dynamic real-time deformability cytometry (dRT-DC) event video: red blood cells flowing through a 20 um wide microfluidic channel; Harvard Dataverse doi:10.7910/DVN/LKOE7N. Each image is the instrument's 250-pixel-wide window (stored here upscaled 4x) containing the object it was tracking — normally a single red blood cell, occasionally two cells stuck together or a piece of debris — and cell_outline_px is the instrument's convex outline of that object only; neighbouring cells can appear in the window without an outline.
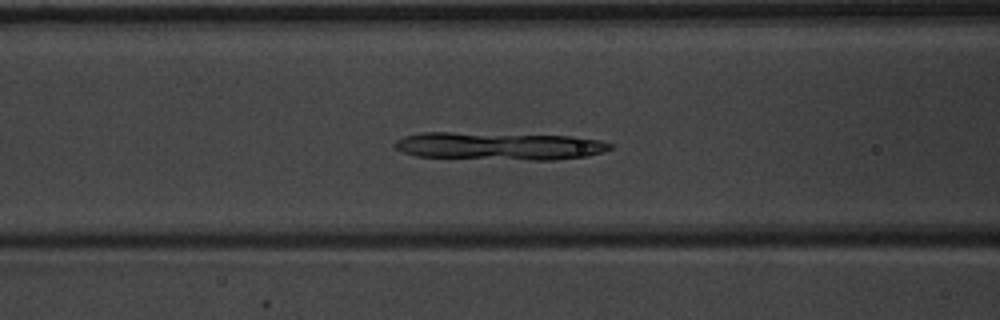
{"species": "common noctule bat (a hibernating species)", "species_latin": "Nyctalus noctula", "temperature_condition": "warm", "stored_images_in_passage": 46, "camera_frame_rate_fps": 3000, "um_per_image_px": 0.085, "animal": {"sex": "male", "body_mass_g": 20.1, "forearm_length_mm": 53.5}, "frame": {"image": 1, "passage_image": 17, "time_ms": 5.333, "image_size_px": [1000, 320], "cell_outline_px": [[612, 148], [604, 152], [588, 156], [552, 160], [532, 160], [416, 156], [392, 148], [392, 144], [396, 140], [404, 136], [424, 132], [448, 132], [568, 136], [600, 140], [612, 144]], "centroid_in_image_um": [42.41, 12.41], "position_along_channel_um": 124.2, "area_um2": 34.74}}
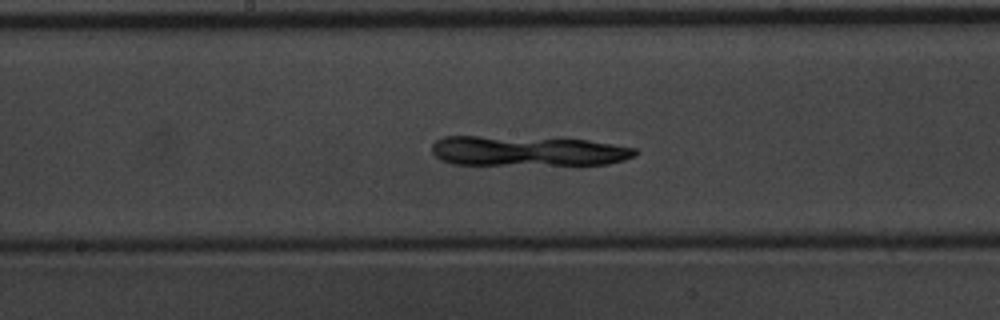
{"frame": {"image": 2, "passage_image": 23, "time_ms": 7.333, "image_size_px": [1000, 320], "cell_outline_px": [[636, 156], [624, 160], [608, 164], [452, 164], [436, 156], [432, 152], [432, 144], [436, 140], [444, 136], [560, 136], [588, 140], [636, 148]], "centroid_in_image_um": [44.89, 12.79], "position_along_channel_um": 203.3, "area_um2": 36.3}}
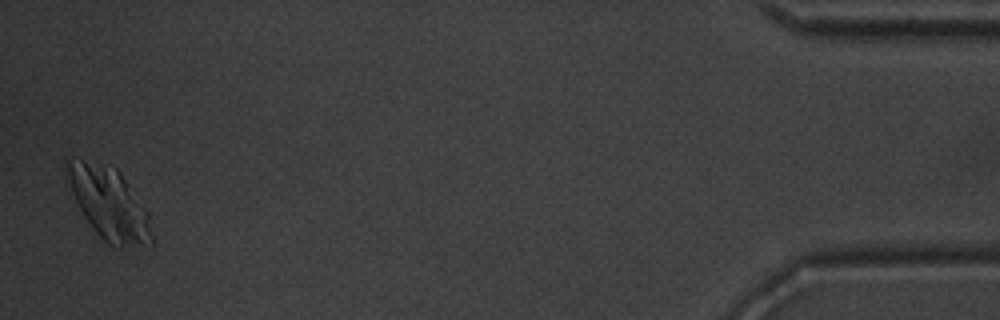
{"frame": {"image": 3, "passage_image": 46, "time_ms": 15.0, "image_size_px": [1000, 320], "cell_outline_px": [[152, 248], [108, 244], [100, 240], [84, 216], [72, 192], [68, 176], [68, 160], [84, 160], [116, 168], [120, 172], [148, 212], [152, 236]], "centroid_in_image_um": [9.33, 17.38], "position_along_channel_um": 425.9, "area_um2": 34.91}}